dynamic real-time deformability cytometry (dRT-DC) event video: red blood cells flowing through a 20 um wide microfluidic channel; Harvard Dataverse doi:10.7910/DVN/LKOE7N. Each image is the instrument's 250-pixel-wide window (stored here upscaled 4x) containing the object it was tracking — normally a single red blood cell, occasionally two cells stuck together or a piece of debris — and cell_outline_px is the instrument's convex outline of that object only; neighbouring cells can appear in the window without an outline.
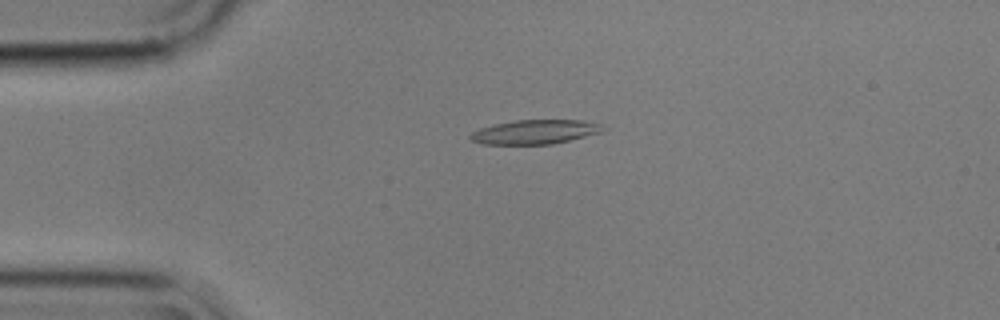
{"species": "common noctule bat (a hibernating species)", "species_latin": "Nyctalus noctula", "temperature_condition": "cold", "stored_images_in_passage": 56, "camera_frame_rate_fps": 3000, "um_per_image_px": 0.085, "animal": {"sex": "male", "body_mass_g": 17.9}, "frame": {"image": 1, "passage_image": 13, "time_ms": 4.0, "image_size_px": [1000, 320], "cell_outline_px": [[600, 132], [552, 144], [484, 144], [472, 140], [468, 136], [472, 132], [480, 128], [496, 124], [516, 120], [580, 120], [600, 124]], "centroid_in_image_um": [45.4, 11.21], "position_along_channel_um": 39.6, "area_um2": 18.21}}
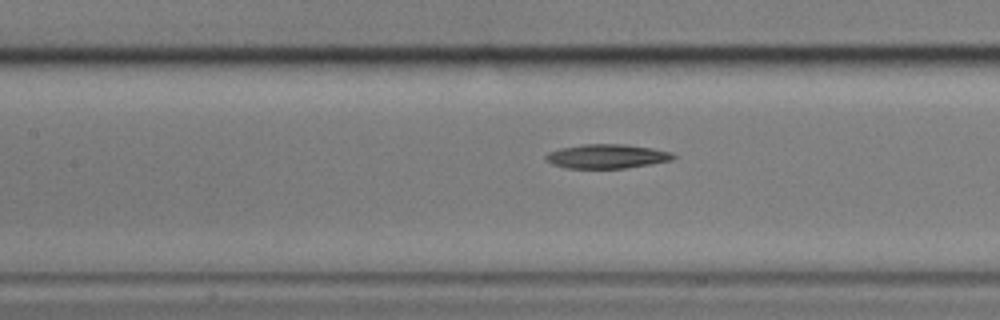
{"frame": {"image": 2, "passage_image": 25, "time_ms": 8.0, "image_size_px": [1000, 320], "cell_outline_px": [[676, 156], [672, 160], [652, 164], [624, 168], [564, 168], [552, 164], [544, 160], [544, 156], [548, 152], [560, 148], [584, 144], [624, 144], [652, 148], [672, 152]], "centroid_in_image_um": [51.56, 13.29], "position_along_channel_um": 155.8, "area_um2": 18.09}}
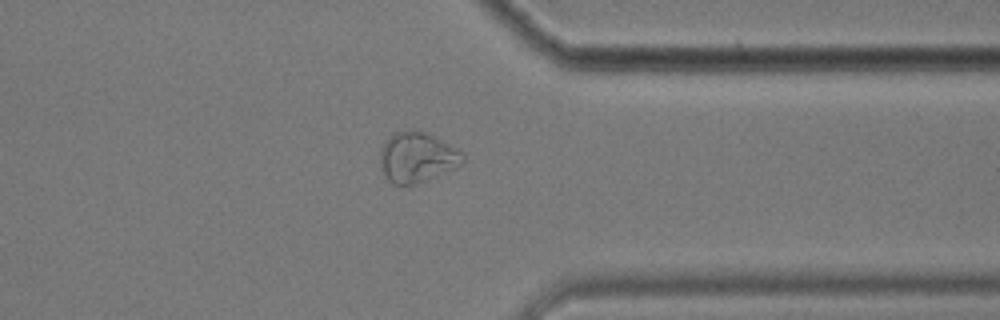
{"frame": {"image": 3, "passage_image": 44, "time_ms": 14.333, "image_size_px": [1000, 320], "cell_outline_px": [[464, 160], [456, 168], [416, 184], [392, 184], [388, 180], [380, 164], [380, 148], [384, 140], [392, 132], [424, 132], [464, 152]], "centroid_in_image_um": [35.43, 13.38], "position_along_channel_um": 376.0, "area_um2": 23.87}}